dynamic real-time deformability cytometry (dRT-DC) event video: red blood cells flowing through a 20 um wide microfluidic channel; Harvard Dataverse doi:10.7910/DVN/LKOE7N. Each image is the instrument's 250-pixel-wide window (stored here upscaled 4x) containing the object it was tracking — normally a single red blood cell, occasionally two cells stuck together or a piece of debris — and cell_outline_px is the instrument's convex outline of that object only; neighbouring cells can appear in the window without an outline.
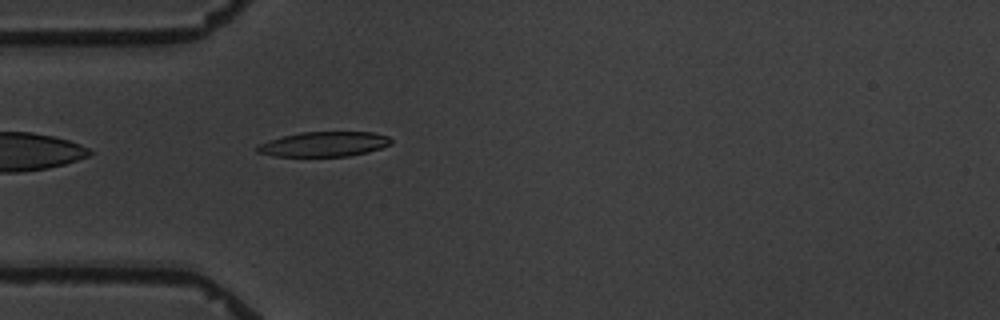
{"species": "common noctule bat (a hibernating species)", "species_latin": "Nyctalus noctula", "temperature_condition": "warm", "stored_images_in_passage": 4, "camera_frame_rate_fps": 3000, "um_per_image_px": 0.085, "animal": {"sex": "male", "body_mass_g": 19.5, "forearm_length_mm": 54.6}, "frame": {"image": 1, "passage_image": 4, "time_ms": 3.667, "image_size_px": [1000, 320], "cell_outline_px": [[392, 144], [368, 152], [348, 156], [276, 156], [256, 152], [256, 144], [284, 136], [300, 132], [372, 132], [388, 136], [392, 140]], "centroid_in_image_um": [27.54, 12.25], "position_along_channel_um": 57.5, "area_um2": 19.36}}